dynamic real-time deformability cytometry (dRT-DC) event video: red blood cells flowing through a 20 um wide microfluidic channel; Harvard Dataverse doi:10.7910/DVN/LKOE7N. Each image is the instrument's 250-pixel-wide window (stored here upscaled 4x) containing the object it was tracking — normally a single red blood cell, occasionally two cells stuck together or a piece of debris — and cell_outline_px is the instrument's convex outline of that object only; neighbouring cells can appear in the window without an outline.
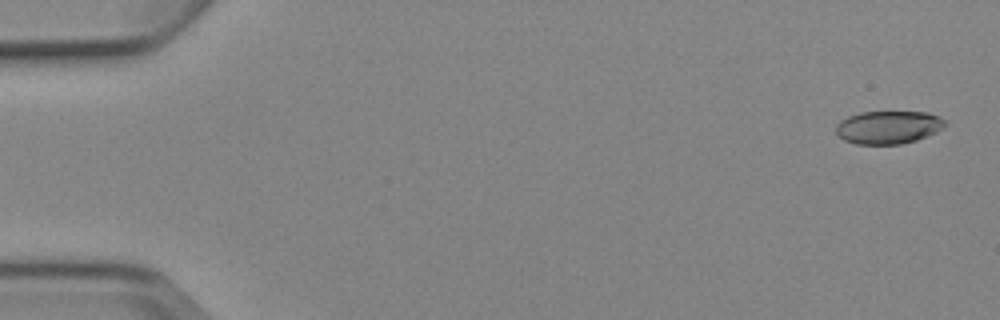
{"species": "Egyptian fruit bat (a non-hibernating species)", "species_latin": "Rousettus aegyptiacus", "temperature_condition": "cold", "stored_images_in_passage": 5, "camera_frame_rate_fps": 3000, "um_per_image_px": 0.085, "animal": {"sex": "female"}, "frame": {"image": 1, "passage_image": 1, "time_ms": 0.0, "image_size_px": [1000, 320], "cell_outline_px": [[948, 124], [936, 132], [916, 140], [900, 144], [856, 144], [844, 140], [836, 132], [836, 124], [840, 120], [848, 116], [860, 112], [928, 112], [940, 116]], "centroid_in_image_um": [75.51, 10.81], "position_along_channel_um": 9.5, "area_um2": 21.04}}